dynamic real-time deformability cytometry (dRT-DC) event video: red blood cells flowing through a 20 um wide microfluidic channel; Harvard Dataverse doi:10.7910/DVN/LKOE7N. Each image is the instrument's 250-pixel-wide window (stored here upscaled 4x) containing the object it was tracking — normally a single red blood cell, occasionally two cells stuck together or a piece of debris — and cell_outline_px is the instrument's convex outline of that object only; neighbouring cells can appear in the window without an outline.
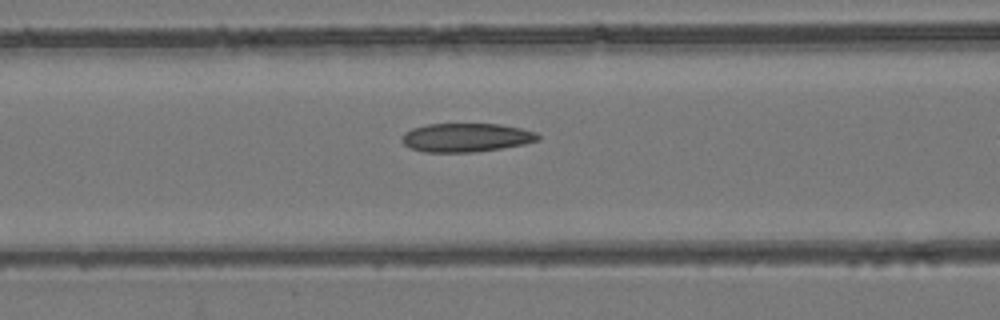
{"species": "common noctule bat (a hibernating species)", "species_latin": "Nyctalus noctula", "temperature_condition": "room temperature", "stored_images_in_passage": 28, "camera_frame_rate_fps": 3000, "um_per_image_px": 0.085, "animal": {"sex": "female", "body_mass_g": 24.6, "forearm_length_mm": 56.2}, "frame": {"image": 1, "passage_image": 14, "time_ms": 4.333, "image_size_px": [1000, 320], "cell_outline_px": [[540, 140], [524, 144], [500, 148], [472, 152], [424, 152], [412, 148], [404, 144], [400, 140], [400, 136], [404, 132], [412, 128], [428, 124], [500, 124], [520, 128], [536, 132], [540, 136]], "centroid_in_image_um": [39.6, 11.68], "position_along_channel_um": 127.0, "area_um2": 22.77}}
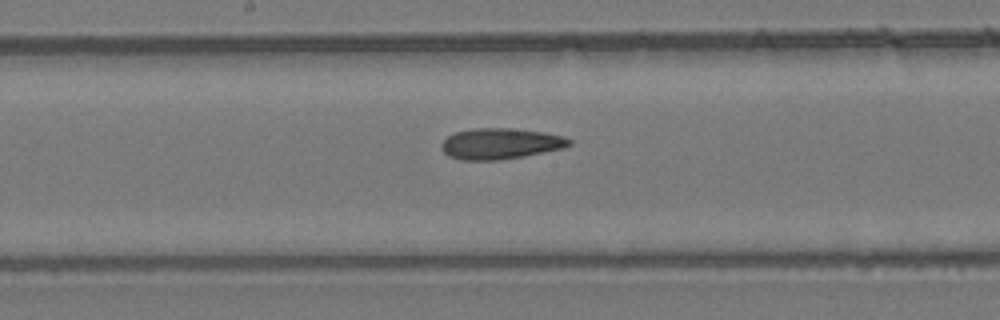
{"frame": {"image": 2, "passage_image": 20, "time_ms": 6.333, "image_size_px": [1000, 320], "cell_outline_px": [[572, 144], [564, 148], [524, 156], [496, 160], [460, 160], [448, 156], [440, 148], [440, 144], [448, 136], [456, 132], [476, 128], [508, 128], [544, 132], [564, 136], [572, 140]], "centroid_in_image_um": [42.54, 12.21], "position_along_channel_um": 205.7, "area_um2": 23.06}}
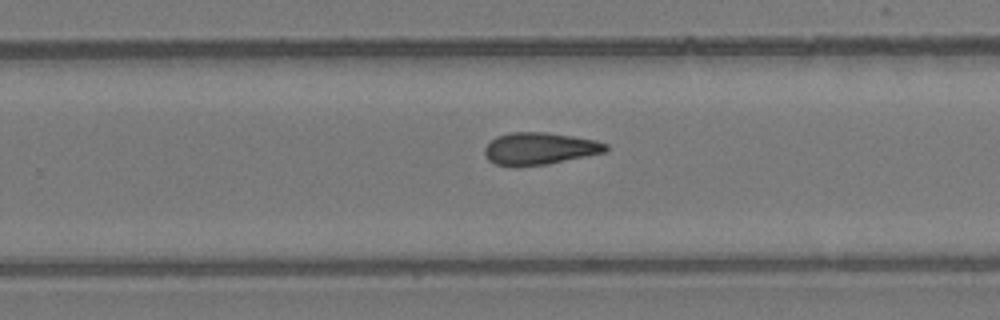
{"frame": {"image": 3, "passage_image": 26, "time_ms": 8.333, "image_size_px": [1000, 320], "cell_outline_px": [[608, 148], [604, 152], [548, 164], [496, 164], [488, 160], [484, 152], [484, 148], [496, 136], [512, 132], [548, 132], [596, 140], [608, 144]], "centroid_in_image_um": [45.89, 12.59], "position_along_channel_um": 283.9, "area_um2": 22.14}}